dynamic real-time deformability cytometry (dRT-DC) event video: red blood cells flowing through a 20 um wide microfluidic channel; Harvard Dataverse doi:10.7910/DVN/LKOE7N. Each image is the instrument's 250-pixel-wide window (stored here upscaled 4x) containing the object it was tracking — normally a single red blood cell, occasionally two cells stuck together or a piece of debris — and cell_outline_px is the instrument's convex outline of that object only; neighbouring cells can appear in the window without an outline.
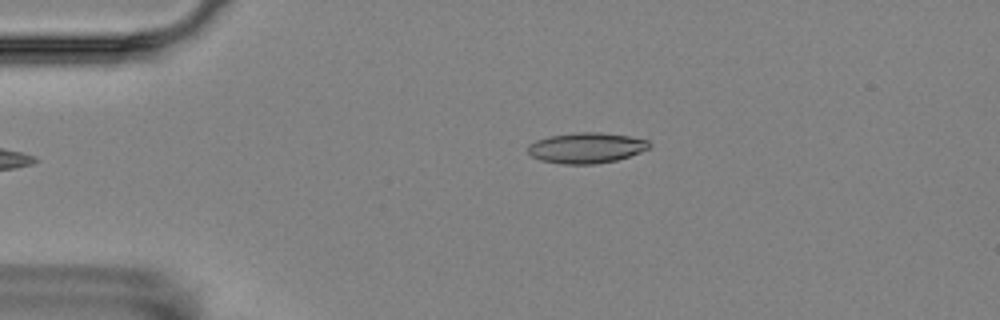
{"species": "Egyptian fruit bat (a non-hibernating species)", "species_latin": "Rousettus aegyptiacus", "temperature_condition": "room temperature", "stored_images_in_passage": 2, "camera_frame_rate_fps": 3000, "um_per_image_px": 0.085, "animal": {"sex": "female"}, "frame": {"image": 1, "passage_image": 2, "time_ms": 1.333, "image_size_px": [1000, 320], "cell_outline_px": [[652, 144], [648, 148], [640, 152], [616, 160], [596, 164], [560, 164], [540, 160], [532, 156], [528, 152], [528, 144], [536, 140], [552, 136], [576, 132], [600, 132], [628, 136], [648, 140]], "centroid_in_image_um": [49.83, 12.57], "position_along_channel_um": 35.2, "area_um2": 21.56}}